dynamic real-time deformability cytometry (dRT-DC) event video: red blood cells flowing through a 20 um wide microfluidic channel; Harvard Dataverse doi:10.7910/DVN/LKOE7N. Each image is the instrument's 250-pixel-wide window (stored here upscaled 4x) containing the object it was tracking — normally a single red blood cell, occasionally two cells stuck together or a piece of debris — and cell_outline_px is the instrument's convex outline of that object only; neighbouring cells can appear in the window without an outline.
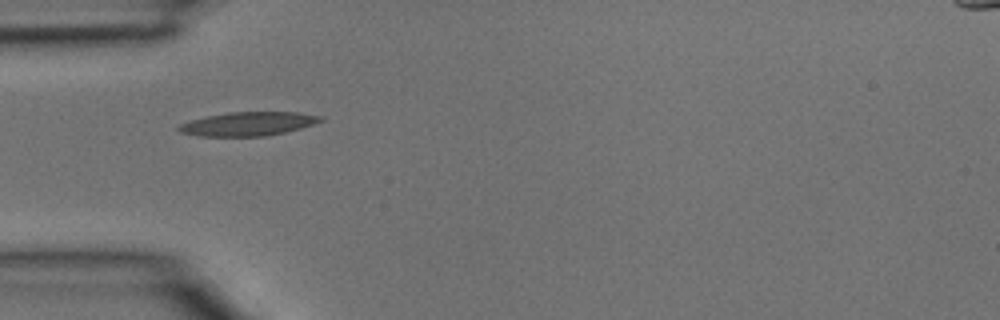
{"species": "common noctule bat (a hibernating species)", "species_latin": "Nyctalus noctula", "temperature_condition": "room temperature", "stored_images_in_passage": 1, "camera_frame_rate_fps": 3000, "um_per_image_px": 0.085, "animal": {"sex": "male", "body_mass_g": 15.6}, "frame": {"image": 1, "passage_image": 1, "time_ms": 0.0, "image_size_px": [1000, 320], "cell_outline_px": [[324, 120], [300, 128], [284, 132], [264, 136], [200, 136], [180, 132], [176, 128], [180, 124], [188, 120], [228, 112], [300, 112], [324, 116]], "centroid_in_image_um": [21.09, 10.52], "position_along_channel_um": 63.9, "area_um2": 19.65}}